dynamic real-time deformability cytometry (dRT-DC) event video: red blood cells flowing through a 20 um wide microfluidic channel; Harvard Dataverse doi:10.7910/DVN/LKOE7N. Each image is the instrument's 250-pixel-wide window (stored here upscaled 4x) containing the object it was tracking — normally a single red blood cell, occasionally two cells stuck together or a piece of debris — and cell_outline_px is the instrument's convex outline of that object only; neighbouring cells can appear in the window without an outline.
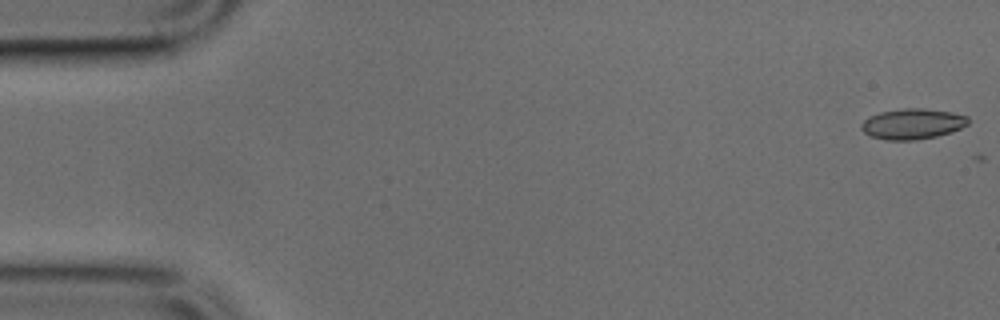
{"species": "common noctule bat (a hibernating species)", "species_latin": "Nyctalus noctula", "temperature_condition": "cold", "stored_images_in_passage": 3, "camera_frame_rate_fps": 3000, "um_per_image_px": 0.085, "animal": {"sex": "male", "body_mass_g": 17.9, "forearm_length_mm": 54.2}, "frame": {"image": 1, "passage_image": 1, "time_ms": 0.0, "image_size_px": [1000, 320], "cell_outline_px": [[968, 124], [952, 132], [936, 136], [916, 140], [888, 140], [872, 136], [864, 132], [860, 128], [860, 124], [868, 116], [880, 112], [900, 108], [924, 108], [952, 112], [968, 116]], "centroid_in_image_um": [77.55, 10.52], "position_along_channel_um": 7.4, "area_um2": 19.13}}